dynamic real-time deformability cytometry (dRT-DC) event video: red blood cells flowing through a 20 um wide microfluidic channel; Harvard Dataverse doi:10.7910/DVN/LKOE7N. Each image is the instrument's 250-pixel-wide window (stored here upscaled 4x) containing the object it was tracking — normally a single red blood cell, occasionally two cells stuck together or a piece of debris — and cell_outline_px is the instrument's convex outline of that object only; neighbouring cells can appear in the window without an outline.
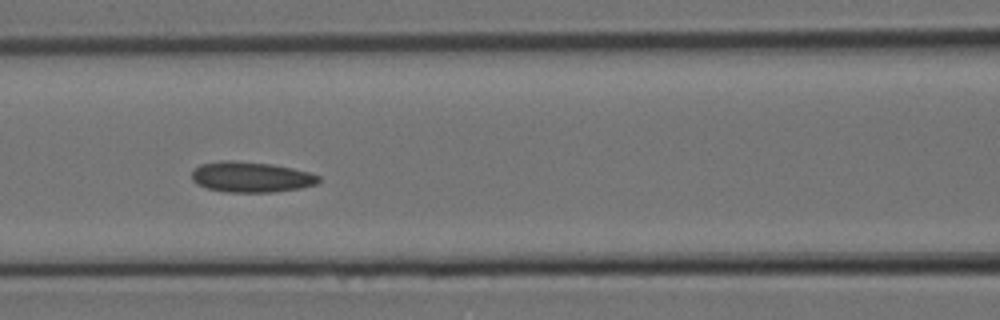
{"species": "Egyptian fruit bat (a non-hibernating species)", "species_latin": "Rousettus aegyptiacus", "temperature_condition": "room temperature", "stored_images_in_passage": 10, "camera_frame_rate_fps": 3000, "um_per_image_px": 0.085, "animal": {"sex": "female"}, "frame": {"image": 1, "passage_image": 9, "time_ms": 2.667, "image_size_px": [1000, 320], "cell_outline_px": [[320, 180], [316, 184], [300, 188], [272, 192], [228, 192], [208, 188], [196, 184], [192, 180], [192, 172], [200, 164], [220, 160], [232, 160], [272, 164], [292, 168], [308, 172], [320, 176]], "centroid_in_image_um": [21.33, 15.04], "position_along_channel_um": 145.3, "area_um2": 22.54}}
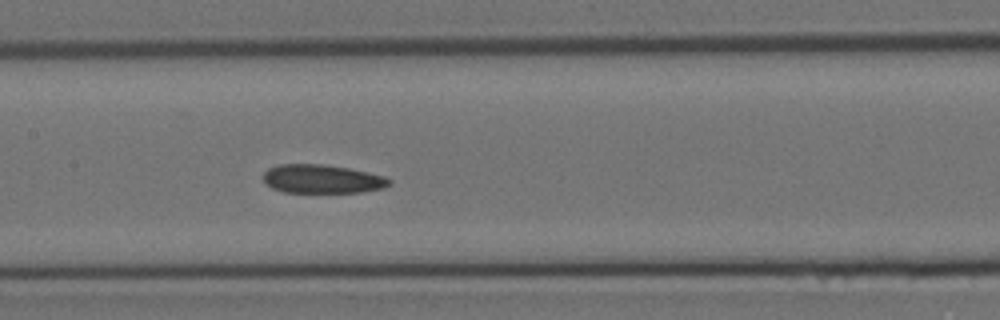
{"frame": {"image": 2, "passage_image": 10, "time_ms": 3.0, "image_size_px": [1000, 320], "cell_outline_px": [[392, 184], [384, 188], [360, 192], [284, 192], [272, 188], [264, 180], [264, 172], [268, 168], [280, 164], [320, 164], [348, 168], [384, 176], [392, 180]], "centroid_in_image_um": [27.4, 15.21], "position_along_channel_um": 180.0, "area_um2": 20.92}}